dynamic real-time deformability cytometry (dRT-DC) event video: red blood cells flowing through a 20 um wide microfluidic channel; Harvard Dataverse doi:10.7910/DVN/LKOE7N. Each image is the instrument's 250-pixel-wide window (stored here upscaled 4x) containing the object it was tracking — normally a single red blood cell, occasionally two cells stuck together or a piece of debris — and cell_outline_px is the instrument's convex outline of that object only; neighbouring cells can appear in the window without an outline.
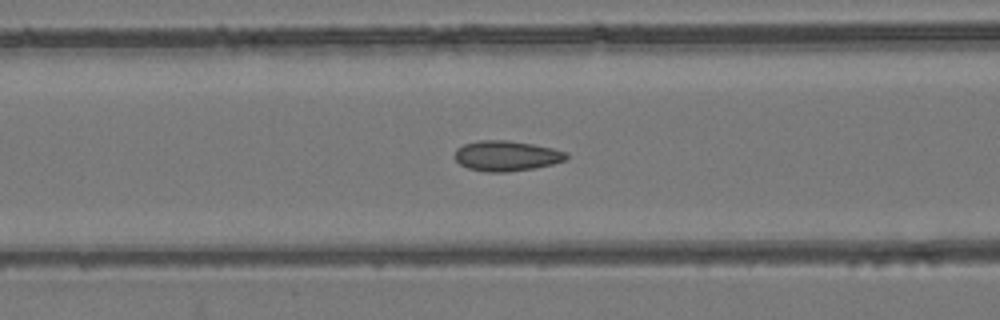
{"species": "common noctule bat (a hibernating species)", "species_latin": "Nyctalus noctula", "temperature_condition": "room temperature", "stored_images_in_passage": 47, "camera_frame_rate_fps": 3000, "um_per_image_px": 0.085, "animal": {"sex": "female", "body_mass_g": 24.6, "forearm_length_mm": 56.2}, "frame": {"image": 1, "passage_image": 15, "time_ms": 4.667, "image_size_px": [1000, 320], "cell_outline_px": [[568, 156], [564, 160], [552, 164], [532, 168], [508, 172], [484, 172], [468, 168], [460, 164], [456, 160], [456, 148], [464, 144], [480, 140], [508, 140], [532, 144], [552, 148], [568, 152]], "centroid_in_image_um": [43.04, 13.24], "position_along_channel_um": 123.6, "area_um2": 19.59}}
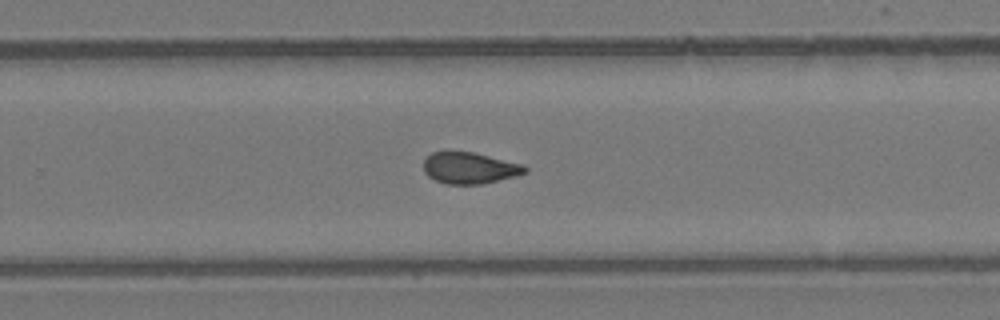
{"frame": {"image": 2, "passage_image": 28, "time_ms": 9.0, "image_size_px": [1000, 320], "cell_outline_px": [[528, 172], [516, 176], [484, 184], [448, 184], [436, 180], [428, 176], [424, 172], [424, 160], [432, 152], [472, 152], [524, 164], [528, 168]], "centroid_in_image_um": [39.96, 14.29], "position_along_channel_um": 289.8, "area_um2": 18.55}}
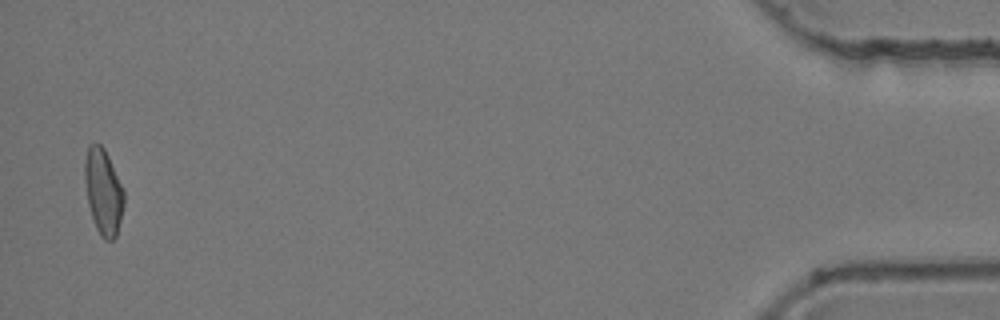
{"frame": {"image": 3, "passage_image": 46, "time_ms": 15.0, "image_size_px": [1000, 320], "cell_outline_px": [[124, 204], [116, 236], [112, 240], [104, 240], [100, 236], [96, 228], [88, 204], [84, 180], [84, 160], [88, 144], [100, 144], [104, 148], [124, 188]], "centroid_in_image_um": [8.77, 16.28], "position_along_channel_um": 426.4, "area_um2": 19.71}, "authors_computed_cell_mechanics": {"area_um2": 19.2474, "velocity_mm_per_s": 3.8433, "shape_relaxation_time_tau1_ms": null, "shape_relaxation_time_tau2_ms": 1.7543, "deformation_change_tau1": null, "deformation_change_tau2": 0.0594}}